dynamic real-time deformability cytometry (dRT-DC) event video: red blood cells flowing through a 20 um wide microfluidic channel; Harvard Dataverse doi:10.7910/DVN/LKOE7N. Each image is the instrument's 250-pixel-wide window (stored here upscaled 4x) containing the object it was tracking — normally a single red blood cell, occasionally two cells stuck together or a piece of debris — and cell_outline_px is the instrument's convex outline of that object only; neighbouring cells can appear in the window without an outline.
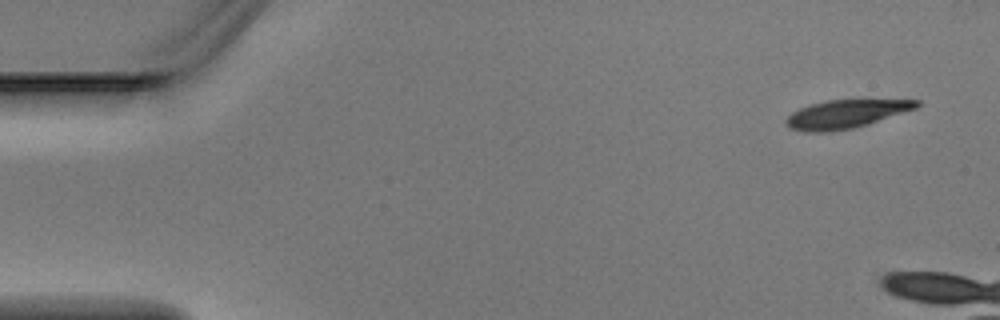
{"species": "Egyptian fruit bat (a non-hibernating species)", "species_latin": "Rousettus aegyptiacus", "temperature_condition": "warm", "stored_images_in_passage": 4, "camera_frame_rate_fps": 3000, "um_per_image_px": 0.085, "animal": {"sex": "male"}, "frame": {"image": 1, "passage_image": 1, "time_ms": 0.0, "image_size_px": [1000, 320], "cell_outline_px": [[920, 104], [916, 108], [868, 124], [852, 128], [828, 132], [804, 132], [788, 128], [784, 124], [784, 120], [792, 112], [800, 108], [812, 104], [828, 100], [860, 96], [920, 100]], "centroid_in_image_um": [71.95, 9.63], "position_along_channel_um": 13.0, "area_um2": 22.77}}